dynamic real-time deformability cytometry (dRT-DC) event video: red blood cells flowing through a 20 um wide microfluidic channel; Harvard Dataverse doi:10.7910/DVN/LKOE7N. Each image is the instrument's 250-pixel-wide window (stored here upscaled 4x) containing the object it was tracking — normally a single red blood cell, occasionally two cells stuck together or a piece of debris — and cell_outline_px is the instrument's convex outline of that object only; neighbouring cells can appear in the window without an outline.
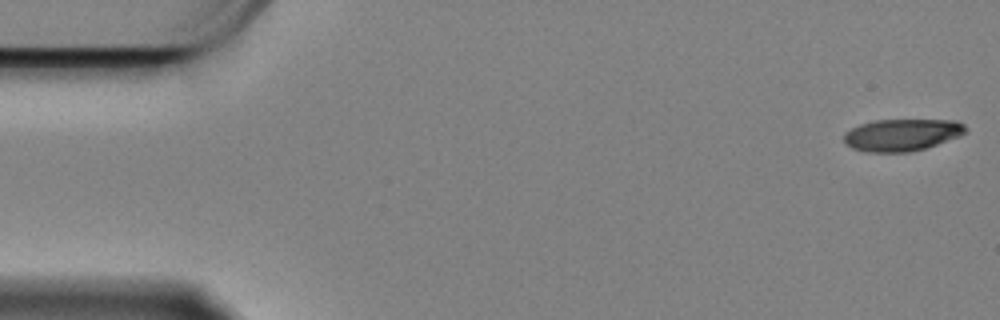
{"species": "Egyptian fruit bat (a non-hibernating species)", "species_latin": "Rousettus aegyptiacus", "temperature_condition": "cold", "stored_images_in_passage": 15, "camera_frame_rate_fps": 3000, "um_per_image_px": 0.085, "animal": {"sex": "female"}, "frame": {"image": 1, "passage_image": 1, "time_ms": 0.0, "image_size_px": [1000, 320], "cell_outline_px": [[968, 132], [960, 136], [924, 148], [908, 152], [868, 152], [852, 148], [844, 144], [844, 132], [860, 124], [876, 120], [956, 120], [964, 124], [968, 128]], "centroid_in_image_um": [76.67, 11.46], "position_along_channel_um": 8.3, "area_um2": 22.77}}
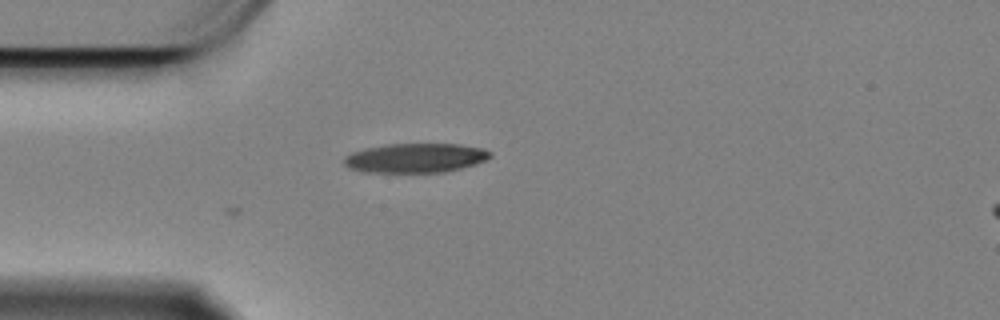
{"frame": {"image": 2, "passage_image": 15, "time_ms": 4.667, "image_size_px": [1000, 320], "cell_outline_px": [[492, 156], [476, 164], [444, 172], [364, 172], [348, 168], [344, 164], [344, 156], [352, 152], [364, 148], [388, 144], [460, 144], [484, 148], [492, 152]], "centroid_in_image_um": [35.31, 13.42], "position_along_channel_um": 49.7, "area_um2": 25.09}}